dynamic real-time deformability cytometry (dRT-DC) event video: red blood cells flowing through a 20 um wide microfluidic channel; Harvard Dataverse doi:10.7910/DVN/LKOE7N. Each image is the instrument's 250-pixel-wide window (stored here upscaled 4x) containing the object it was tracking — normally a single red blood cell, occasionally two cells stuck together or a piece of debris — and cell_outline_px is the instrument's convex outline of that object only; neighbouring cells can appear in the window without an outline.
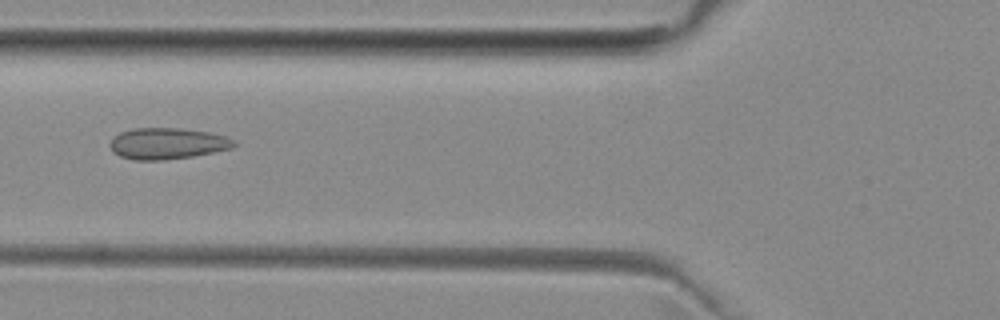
{"species": "common noctule bat (a hibernating species)", "species_latin": "Nyctalus noctula", "temperature_condition": "room temperature", "stored_images_in_passage": 6, "camera_frame_rate_fps": 3000, "um_per_image_px": 0.085, "animal": {"sex": "female", "body_mass_g": 29.2, "forearm_length_mm": 56.3}, "frame": {"image": 1, "passage_image": 6, "time_ms": 5.667, "image_size_px": [1000, 320], "cell_outline_px": [[236, 144], [232, 148], [192, 156], [164, 160], [132, 160], [120, 156], [112, 152], [108, 144], [120, 132], [132, 128], [180, 128], [208, 132], [224, 136], [236, 140]], "centroid_in_image_um": [14.19, 12.2], "position_along_channel_um": 111.6, "area_um2": 22.6}}